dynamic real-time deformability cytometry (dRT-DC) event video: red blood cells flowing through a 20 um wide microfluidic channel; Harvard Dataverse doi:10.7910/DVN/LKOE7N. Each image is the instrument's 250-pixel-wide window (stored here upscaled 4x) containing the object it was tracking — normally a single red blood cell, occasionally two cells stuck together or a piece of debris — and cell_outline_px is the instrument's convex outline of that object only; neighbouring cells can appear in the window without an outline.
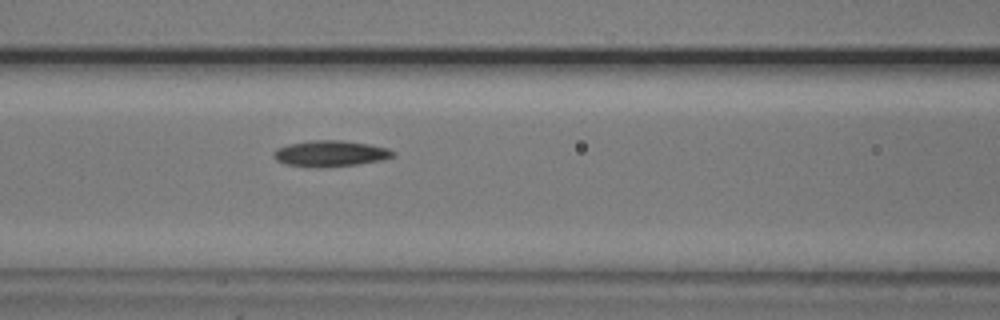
{"species": "common noctule bat (a hibernating species)", "species_latin": "Nyctalus noctula", "temperature_condition": "cold", "stored_images_in_passage": 37, "camera_frame_rate_fps": 3000, "um_per_image_px": 0.085, "animal": {"sex": "male", "body_mass_g": 20.5, "forearm_length_mm": 52.5}, "frame": {"image": 1, "passage_image": 6, "time_ms": 1.667, "image_size_px": [1000, 320], "cell_outline_px": [[396, 156], [384, 160], [360, 164], [320, 168], [288, 164], [276, 160], [272, 156], [272, 152], [276, 148], [288, 144], [312, 140], [344, 140], [368, 144], [388, 148], [396, 152]], "centroid_in_image_um": [28.11, 13.05], "position_along_channel_um": 138.5, "area_um2": 18.38}}
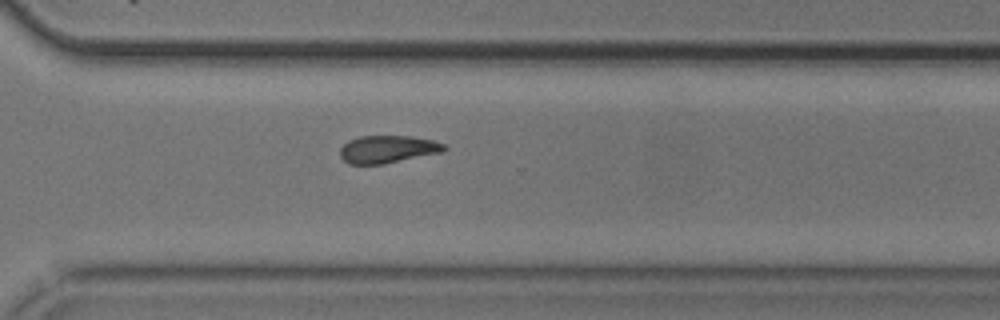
{"frame": {"image": 2, "passage_image": 22, "time_ms": 7.0, "image_size_px": [1000, 320], "cell_outline_px": [[448, 148], [440, 152], [384, 164], [348, 164], [340, 156], [340, 148], [348, 140], [360, 136], [408, 136], [432, 140], [444, 144]], "centroid_in_image_um": [32.91, 12.68], "position_along_channel_um": 337.7, "area_um2": 16.59}}